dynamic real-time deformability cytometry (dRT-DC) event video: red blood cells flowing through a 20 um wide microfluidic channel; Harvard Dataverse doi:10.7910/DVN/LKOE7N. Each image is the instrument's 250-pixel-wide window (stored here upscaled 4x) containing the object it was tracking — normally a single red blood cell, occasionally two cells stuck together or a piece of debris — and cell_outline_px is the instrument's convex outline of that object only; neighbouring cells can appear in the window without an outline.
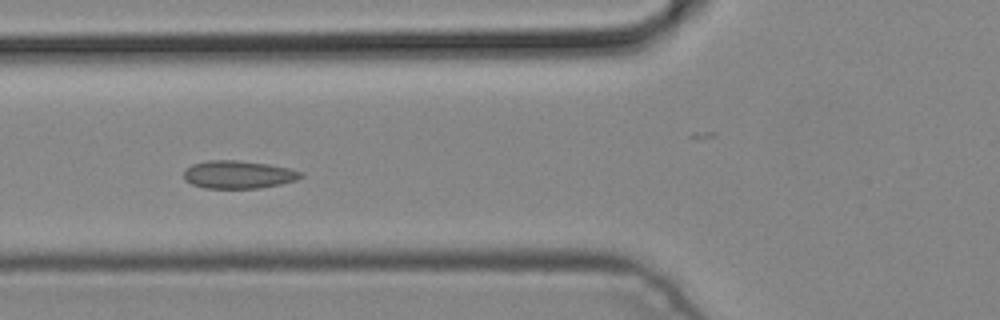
{"species": "common noctule bat (a hibernating species)", "species_latin": "Nyctalus noctula", "temperature_condition": "cold", "stored_images_in_passage": 5, "camera_frame_rate_fps": 3000, "um_per_image_px": 0.085, "animal": {"sex": "male", "body_mass_g": 19.2, "forearm_length_mm": 51.8}, "frame": {"image": 1, "passage_image": 5, "time_ms": 1.333, "image_size_px": [1000, 320], "cell_outline_px": [[304, 176], [296, 180], [280, 184], [260, 188], [204, 188], [192, 184], [184, 180], [184, 168], [192, 164], [208, 160], [236, 160], [268, 164], [288, 168], [304, 172]], "centroid_in_image_um": [20.25, 14.83], "position_along_channel_um": 105.6, "area_um2": 19.13}}